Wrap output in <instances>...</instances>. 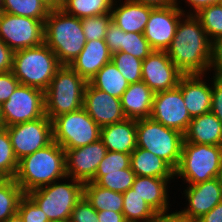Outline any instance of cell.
<instances>
[{"label":"cell","instance_id":"2","mask_svg":"<svg viewBox=\"0 0 222 222\" xmlns=\"http://www.w3.org/2000/svg\"><path fill=\"white\" fill-rule=\"evenodd\" d=\"M65 150L57 142L19 160L15 181L25 194L36 188L65 180Z\"/></svg>","mask_w":222,"mask_h":222},{"label":"cell","instance_id":"36","mask_svg":"<svg viewBox=\"0 0 222 222\" xmlns=\"http://www.w3.org/2000/svg\"><path fill=\"white\" fill-rule=\"evenodd\" d=\"M135 176L131 167L114 172H104V176L96 184L114 192L124 193L132 187Z\"/></svg>","mask_w":222,"mask_h":222},{"label":"cell","instance_id":"34","mask_svg":"<svg viewBox=\"0 0 222 222\" xmlns=\"http://www.w3.org/2000/svg\"><path fill=\"white\" fill-rule=\"evenodd\" d=\"M195 16L201 22L211 41L222 37V5L214 4L202 8Z\"/></svg>","mask_w":222,"mask_h":222},{"label":"cell","instance_id":"29","mask_svg":"<svg viewBox=\"0 0 222 222\" xmlns=\"http://www.w3.org/2000/svg\"><path fill=\"white\" fill-rule=\"evenodd\" d=\"M122 213L126 222H153L158 216L132 188L123 193Z\"/></svg>","mask_w":222,"mask_h":222},{"label":"cell","instance_id":"48","mask_svg":"<svg viewBox=\"0 0 222 222\" xmlns=\"http://www.w3.org/2000/svg\"><path fill=\"white\" fill-rule=\"evenodd\" d=\"M221 1L222 0H185V3L189 4L187 6H191L190 8L193 9V11L187 12V15H195L202 8H205L214 4H221Z\"/></svg>","mask_w":222,"mask_h":222},{"label":"cell","instance_id":"3","mask_svg":"<svg viewBox=\"0 0 222 222\" xmlns=\"http://www.w3.org/2000/svg\"><path fill=\"white\" fill-rule=\"evenodd\" d=\"M44 43L61 65H70L86 44L81 19L62 9L50 10L44 23Z\"/></svg>","mask_w":222,"mask_h":222},{"label":"cell","instance_id":"40","mask_svg":"<svg viewBox=\"0 0 222 222\" xmlns=\"http://www.w3.org/2000/svg\"><path fill=\"white\" fill-rule=\"evenodd\" d=\"M17 212L24 222H50L45 213L27 194L21 198Z\"/></svg>","mask_w":222,"mask_h":222},{"label":"cell","instance_id":"32","mask_svg":"<svg viewBox=\"0 0 222 222\" xmlns=\"http://www.w3.org/2000/svg\"><path fill=\"white\" fill-rule=\"evenodd\" d=\"M49 11L41 0H3L2 12L38 19L44 23Z\"/></svg>","mask_w":222,"mask_h":222},{"label":"cell","instance_id":"41","mask_svg":"<svg viewBox=\"0 0 222 222\" xmlns=\"http://www.w3.org/2000/svg\"><path fill=\"white\" fill-rule=\"evenodd\" d=\"M68 222H100L97 217V211L83 196L71 212Z\"/></svg>","mask_w":222,"mask_h":222},{"label":"cell","instance_id":"47","mask_svg":"<svg viewBox=\"0 0 222 222\" xmlns=\"http://www.w3.org/2000/svg\"><path fill=\"white\" fill-rule=\"evenodd\" d=\"M155 222H198V220L183 214L181 211H176L173 213H168V211H165L158 214Z\"/></svg>","mask_w":222,"mask_h":222},{"label":"cell","instance_id":"31","mask_svg":"<svg viewBox=\"0 0 222 222\" xmlns=\"http://www.w3.org/2000/svg\"><path fill=\"white\" fill-rule=\"evenodd\" d=\"M25 195L15 179H0V222L17 213L21 198Z\"/></svg>","mask_w":222,"mask_h":222},{"label":"cell","instance_id":"16","mask_svg":"<svg viewBox=\"0 0 222 222\" xmlns=\"http://www.w3.org/2000/svg\"><path fill=\"white\" fill-rule=\"evenodd\" d=\"M183 75L166 51L153 50L142 62V81L154 93L177 87Z\"/></svg>","mask_w":222,"mask_h":222},{"label":"cell","instance_id":"12","mask_svg":"<svg viewBox=\"0 0 222 222\" xmlns=\"http://www.w3.org/2000/svg\"><path fill=\"white\" fill-rule=\"evenodd\" d=\"M5 128L8 130L18 161L53 142L52 120L46 115L33 121Z\"/></svg>","mask_w":222,"mask_h":222},{"label":"cell","instance_id":"19","mask_svg":"<svg viewBox=\"0 0 222 222\" xmlns=\"http://www.w3.org/2000/svg\"><path fill=\"white\" fill-rule=\"evenodd\" d=\"M203 79L204 74L183 75L178 83L191 118L211 111L212 84Z\"/></svg>","mask_w":222,"mask_h":222},{"label":"cell","instance_id":"54","mask_svg":"<svg viewBox=\"0 0 222 222\" xmlns=\"http://www.w3.org/2000/svg\"><path fill=\"white\" fill-rule=\"evenodd\" d=\"M217 179L219 181V184L222 186V163H221L218 175H217Z\"/></svg>","mask_w":222,"mask_h":222},{"label":"cell","instance_id":"7","mask_svg":"<svg viewBox=\"0 0 222 222\" xmlns=\"http://www.w3.org/2000/svg\"><path fill=\"white\" fill-rule=\"evenodd\" d=\"M136 141L137 147L162 158L174 170L178 167L184 134L149 117L137 119Z\"/></svg>","mask_w":222,"mask_h":222},{"label":"cell","instance_id":"1","mask_svg":"<svg viewBox=\"0 0 222 222\" xmlns=\"http://www.w3.org/2000/svg\"><path fill=\"white\" fill-rule=\"evenodd\" d=\"M211 47L212 41L199 19L185 14L166 53L184 75H205L210 66Z\"/></svg>","mask_w":222,"mask_h":222},{"label":"cell","instance_id":"43","mask_svg":"<svg viewBox=\"0 0 222 222\" xmlns=\"http://www.w3.org/2000/svg\"><path fill=\"white\" fill-rule=\"evenodd\" d=\"M211 112L222 122V77L213 76Z\"/></svg>","mask_w":222,"mask_h":222},{"label":"cell","instance_id":"18","mask_svg":"<svg viewBox=\"0 0 222 222\" xmlns=\"http://www.w3.org/2000/svg\"><path fill=\"white\" fill-rule=\"evenodd\" d=\"M183 192L188 200V206L181 212L196 220L222 201V186L217 178L190 185Z\"/></svg>","mask_w":222,"mask_h":222},{"label":"cell","instance_id":"39","mask_svg":"<svg viewBox=\"0 0 222 222\" xmlns=\"http://www.w3.org/2000/svg\"><path fill=\"white\" fill-rule=\"evenodd\" d=\"M130 164V154L108 151L104 159L100 162L91 182L96 183L102 176H104V172H114L130 168Z\"/></svg>","mask_w":222,"mask_h":222},{"label":"cell","instance_id":"11","mask_svg":"<svg viewBox=\"0 0 222 222\" xmlns=\"http://www.w3.org/2000/svg\"><path fill=\"white\" fill-rule=\"evenodd\" d=\"M0 39L14 52L39 46L44 43V22L2 12Z\"/></svg>","mask_w":222,"mask_h":222},{"label":"cell","instance_id":"50","mask_svg":"<svg viewBox=\"0 0 222 222\" xmlns=\"http://www.w3.org/2000/svg\"><path fill=\"white\" fill-rule=\"evenodd\" d=\"M97 217L100 222H126L123 213L113 211H98Z\"/></svg>","mask_w":222,"mask_h":222},{"label":"cell","instance_id":"51","mask_svg":"<svg viewBox=\"0 0 222 222\" xmlns=\"http://www.w3.org/2000/svg\"><path fill=\"white\" fill-rule=\"evenodd\" d=\"M139 3H144L145 5H150L153 7H168L171 5H176L184 14H185V10H183L184 8H181L178 4V0H133Z\"/></svg>","mask_w":222,"mask_h":222},{"label":"cell","instance_id":"14","mask_svg":"<svg viewBox=\"0 0 222 222\" xmlns=\"http://www.w3.org/2000/svg\"><path fill=\"white\" fill-rule=\"evenodd\" d=\"M64 150L67 178L83 184L93 180L100 162L108 152L101 139L82 147Z\"/></svg>","mask_w":222,"mask_h":222},{"label":"cell","instance_id":"46","mask_svg":"<svg viewBox=\"0 0 222 222\" xmlns=\"http://www.w3.org/2000/svg\"><path fill=\"white\" fill-rule=\"evenodd\" d=\"M14 51L0 39V73L12 71Z\"/></svg>","mask_w":222,"mask_h":222},{"label":"cell","instance_id":"23","mask_svg":"<svg viewBox=\"0 0 222 222\" xmlns=\"http://www.w3.org/2000/svg\"><path fill=\"white\" fill-rule=\"evenodd\" d=\"M154 92L143 82L131 83L121 97L122 110L126 118H149Z\"/></svg>","mask_w":222,"mask_h":222},{"label":"cell","instance_id":"13","mask_svg":"<svg viewBox=\"0 0 222 222\" xmlns=\"http://www.w3.org/2000/svg\"><path fill=\"white\" fill-rule=\"evenodd\" d=\"M150 118L185 134L192 120L180 88L154 93Z\"/></svg>","mask_w":222,"mask_h":222},{"label":"cell","instance_id":"24","mask_svg":"<svg viewBox=\"0 0 222 222\" xmlns=\"http://www.w3.org/2000/svg\"><path fill=\"white\" fill-rule=\"evenodd\" d=\"M184 140L189 143L221 146L222 122L211 111L194 117L184 134Z\"/></svg>","mask_w":222,"mask_h":222},{"label":"cell","instance_id":"37","mask_svg":"<svg viewBox=\"0 0 222 222\" xmlns=\"http://www.w3.org/2000/svg\"><path fill=\"white\" fill-rule=\"evenodd\" d=\"M120 51L132 54L136 58L144 60L153 52V49L144 37V33L124 32L122 30Z\"/></svg>","mask_w":222,"mask_h":222},{"label":"cell","instance_id":"6","mask_svg":"<svg viewBox=\"0 0 222 222\" xmlns=\"http://www.w3.org/2000/svg\"><path fill=\"white\" fill-rule=\"evenodd\" d=\"M222 163V148L217 145L189 143L185 140L175 178L188 183L187 186L217 178Z\"/></svg>","mask_w":222,"mask_h":222},{"label":"cell","instance_id":"55","mask_svg":"<svg viewBox=\"0 0 222 222\" xmlns=\"http://www.w3.org/2000/svg\"><path fill=\"white\" fill-rule=\"evenodd\" d=\"M2 8H3V0H0V14L2 13Z\"/></svg>","mask_w":222,"mask_h":222},{"label":"cell","instance_id":"20","mask_svg":"<svg viewBox=\"0 0 222 222\" xmlns=\"http://www.w3.org/2000/svg\"><path fill=\"white\" fill-rule=\"evenodd\" d=\"M111 58L105 39L91 40L69 66L88 82Z\"/></svg>","mask_w":222,"mask_h":222},{"label":"cell","instance_id":"28","mask_svg":"<svg viewBox=\"0 0 222 222\" xmlns=\"http://www.w3.org/2000/svg\"><path fill=\"white\" fill-rule=\"evenodd\" d=\"M88 82L94 88L119 99L130 84L112 60L106 63Z\"/></svg>","mask_w":222,"mask_h":222},{"label":"cell","instance_id":"8","mask_svg":"<svg viewBox=\"0 0 222 222\" xmlns=\"http://www.w3.org/2000/svg\"><path fill=\"white\" fill-rule=\"evenodd\" d=\"M69 180L70 183L54 181L27 193L50 222H68L76 203L83 197L84 184L73 178Z\"/></svg>","mask_w":222,"mask_h":222},{"label":"cell","instance_id":"17","mask_svg":"<svg viewBox=\"0 0 222 222\" xmlns=\"http://www.w3.org/2000/svg\"><path fill=\"white\" fill-rule=\"evenodd\" d=\"M83 108L100 127L126 119L121 99L94 88L89 82L84 90Z\"/></svg>","mask_w":222,"mask_h":222},{"label":"cell","instance_id":"25","mask_svg":"<svg viewBox=\"0 0 222 222\" xmlns=\"http://www.w3.org/2000/svg\"><path fill=\"white\" fill-rule=\"evenodd\" d=\"M171 179L135 176L132 189L158 214L169 211L168 183Z\"/></svg>","mask_w":222,"mask_h":222},{"label":"cell","instance_id":"27","mask_svg":"<svg viewBox=\"0 0 222 222\" xmlns=\"http://www.w3.org/2000/svg\"><path fill=\"white\" fill-rule=\"evenodd\" d=\"M83 196L97 212L113 211L122 213L123 193L105 189L93 182H87L83 186Z\"/></svg>","mask_w":222,"mask_h":222},{"label":"cell","instance_id":"10","mask_svg":"<svg viewBox=\"0 0 222 222\" xmlns=\"http://www.w3.org/2000/svg\"><path fill=\"white\" fill-rule=\"evenodd\" d=\"M0 116L3 127L44 117V91L20 84L8 100L0 105Z\"/></svg>","mask_w":222,"mask_h":222},{"label":"cell","instance_id":"38","mask_svg":"<svg viewBox=\"0 0 222 222\" xmlns=\"http://www.w3.org/2000/svg\"><path fill=\"white\" fill-rule=\"evenodd\" d=\"M111 21V13L81 19L86 41L105 39L106 30Z\"/></svg>","mask_w":222,"mask_h":222},{"label":"cell","instance_id":"42","mask_svg":"<svg viewBox=\"0 0 222 222\" xmlns=\"http://www.w3.org/2000/svg\"><path fill=\"white\" fill-rule=\"evenodd\" d=\"M19 85L12 71L0 73V105L8 100Z\"/></svg>","mask_w":222,"mask_h":222},{"label":"cell","instance_id":"35","mask_svg":"<svg viewBox=\"0 0 222 222\" xmlns=\"http://www.w3.org/2000/svg\"><path fill=\"white\" fill-rule=\"evenodd\" d=\"M111 60L130 84L142 81L143 60L122 51L112 54Z\"/></svg>","mask_w":222,"mask_h":222},{"label":"cell","instance_id":"45","mask_svg":"<svg viewBox=\"0 0 222 222\" xmlns=\"http://www.w3.org/2000/svg\"><path fill=\"white\" fill-rule=\"evenodd\" d=\"M213 69V76L222 77V37L212 41L211 61L209 70Z\"/></svg>","mask_w":222,"mask_h":222},{"label":"cell","instance_id":"15","mask_svg":"<svg viewBox=\"0 0 222 222\" xmlns=\"http://www.w3.org/2000/svg\"><path fill=\"white\" fill-rule=\"evenodd\" d=\"M184 15L175 4L168 7H155L151 11L144 37L153 50H167L176 33L180 19Z\"/></svg>","mask_w":222,"mask_h":222},{"label":"cell","instance_id":"53","mask_svg":"<svg viewBox=\"0 0 222 222\" xmlns=\"http://www.w3.org/2000/svg\"><path fill=\"white\" fill-rule=\"evenodd\" d=\"M5 222H24L20 214L17 212L10 216Z\"/></svg>","mask_w":222,"mask_h":222},{"label":"cell","instance_id":"49","mask_svg":"<svg viewBox=\"0 0 222 222\" xmlns=\"http://www.w3.org/2000/svg\"><path fill=\"white\" fill-rule=\"evenodd\" d=\"M198 222H222V201L198 219Z\"/></svg>","mask_w":222,"mask_h":222},{"label":"cell","instance_id":"5","mask_svg":"<svg viewBox=\"0 0 222 222\" xmlns=\"http://www.w3.org/2000/svg\"><path fill=\"white\" fill-rule=\"evenodd\" d=\"M61 66L55 53L43 43L14 52L12 72L21 85L45 91Z\"/></svg>","mask_w":222,"mask_h":222},{"label":"cell","instance_id":"21","mask_svg":"<svg viewBox=\"0 0 222 222\" xmlns=\"http://www.w3.org/2000/svg\"><path fill=\"white\" fill-rule=\"evenodd\" d=\"M114 0L112 5V21L124 32L144 33L151 11L155 8L133 0L119 2Z\"/></svg>","mask_w":222,"mask_h":222},{"label":"cell","instance_id":"26","mask_svg":"<svg viewBox=\"0 0 222 222\" xmlns=\"http://www.w3.org/2000/svg\"><path fill=\"white\" fill-rule=\"evenodd\" d=\"M130 155V167L136 176L175 179V170L148 150L136 147Z\"/></svg>","mask_w":222,"mask_h":222},{"label":"cell","instance_id":"33","mask_svg":"<svg viewBox=\"0 0 222 222\" xmlns=\"http://www.w3.org/2000/svg\"><path fill=\"white\" fill-rule=\"evenodd\" d=\"M19 161L16 158L8 130L0 128V179H14Z\"/></svg>","mask_w":222,"mask_h":222},{"label":"cell","instance_id":"44","mask_svg":"<svg viewBox=\"0 0 222 222\" xmlns=\"http://www.w3.org/2000/svg\"><path fill=\"white\" fill-rule=\"evenodd\" d=\"M122 40V29L118 27L113 21L108 25L106 30L105 42L111 54L120 51V44Z\"/></svg>","mask_w":222,"mask_h":222},{"label":"cell","instance_id":"22","mask_svg":"<svg viewBox=\"0 0 222 222\" xmlns=\"http://www.w3.org/2000/svg\"><path fill=\"white\" fill-rule=\"evenodd\" d=\"M137 120H125L101 127L100 139L108 151L131 154L137 147Z\"/></svg>","mask_w":222,"mask_h":222},{"label":"cell","instance_id":"52","mask_svg":"<svg viewBox=\"0 0 222 222\" xmlns=\"http://www.w3.org/2000/svg\"><path fill=\"white\" fill-rule=\"evenodd\" d=\"M50 10L61 9L63 0H41Z\"/></svg>","mask_w":222,"mask_h":222},{"label":"cell","instance_id":"56","mask_svg":"<svg viewBox=\"0 0 222 222\" xmlns=\"http://www.w3.org/2000/svg\"><path fill=\"white\" fill-rule=\"evenodd\" d=\"M3 127V123H2V120H1V116H0V128Z\"/></svg>","mask_w":222,"mask_h":222},{"label":"cell","instance_id":"30","mask_svg":"<svg viewBox=\"0 0 222 222\" xmlns=\"http://www.w3.org/2000/svg\"><path fill=\"white\" fill-rule=\"evenodd\" d=\"M113 2L114 0H63L61 9L69 15L83 19L111 13Z\"/></svg>","mask_w":222,"mask_h":222},{"label":"cell","instance_id":"4","mask_svg":"<svg viewBox=\"0 0 222 222\" xmlns=\"http://www.w3.org/2000/svg\"><path fill=\"white\" fill-rule=\"evenodd\" d=\"M87 83L69 65H62L44 91L45 115L52 120L81 109Z\"/></svg>","mask_w":222,"mask_h":222},{"label":"cell","instance_id":"9","mask_svg":"<svg viewBox=\"0 0 222 222\" xmlns=\"http://www.w3.org/2000/svg\"><path fill=\"white\" fill-rule=\"evenodd\" d=\"M53 141L64 149H75L100 139L101 127L82 107L52 119Z\"/></svg>","mask_w":222,"mask_h":222}]
</instances>
